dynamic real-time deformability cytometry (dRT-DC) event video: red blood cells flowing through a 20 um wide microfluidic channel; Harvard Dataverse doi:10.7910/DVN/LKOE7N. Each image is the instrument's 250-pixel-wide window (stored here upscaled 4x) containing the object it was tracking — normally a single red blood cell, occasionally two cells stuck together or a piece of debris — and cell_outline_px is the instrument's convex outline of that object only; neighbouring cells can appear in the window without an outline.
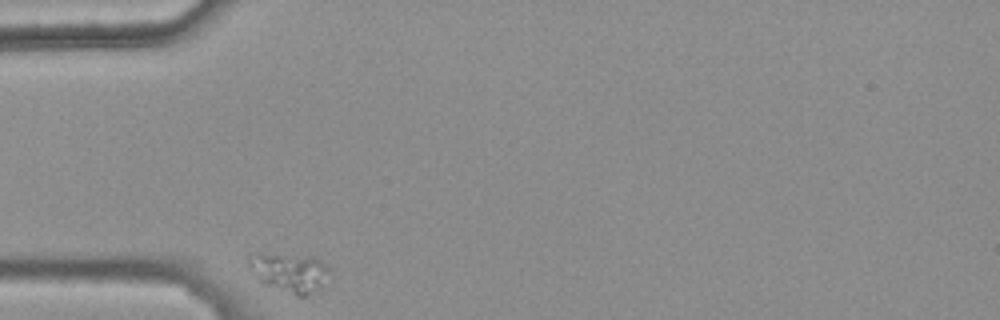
{"species": "common noctule bat (a hibernating species)", "species_latin": "Nyctalus noctula", "temperature_condition": "warm", "stored_images_in_passage": 34, "camera_frame_rate_fps": 3000, "um_per_image_px": 0.085, "animal": {"sex": "female", "body_mass_g": 25.1}, "frame": {"image": 1, "passage_image": 1, "time_ms": 0.0, "image_size_px": [1000, 320], "cell_outline_px": [[328, 272], [320, 284], [304, 296], [296, 296], [260, 284], [248, 264], [248, 256], [256, 252], [260, 252], [308, 256], [320, 260], [328, 268]], "centroid_in_image_um": [24.47, 23.12], "position_along_channel_um": 60.5, "area_um2": 18.21}}
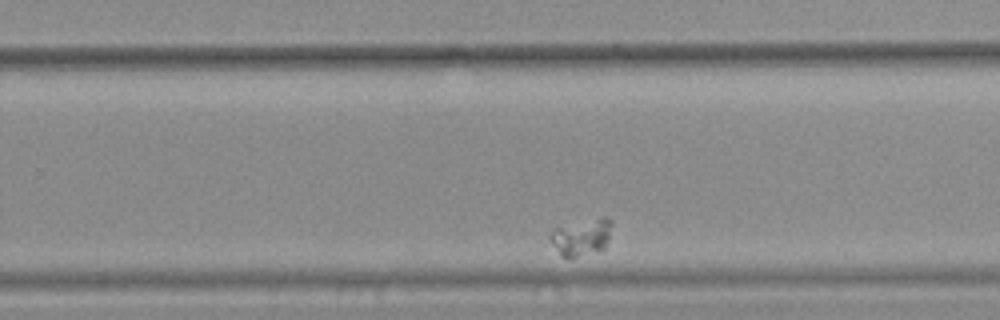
{"frame": {"image": 2, "passage_image": 25, "time_ms": 8.0, "image_size_px": [1000, 320], "cell_outline_px": [[612, 224], [608, 240], [604, 248], [568, 260], [560, 256], [552, 244], [548, 236], [552, 228], [604, 216], [612, 220]], "centroid_in_image_um": [49.38, 20.17], "position_along_channel_um": 280.4, "area_um2": 13.41}}
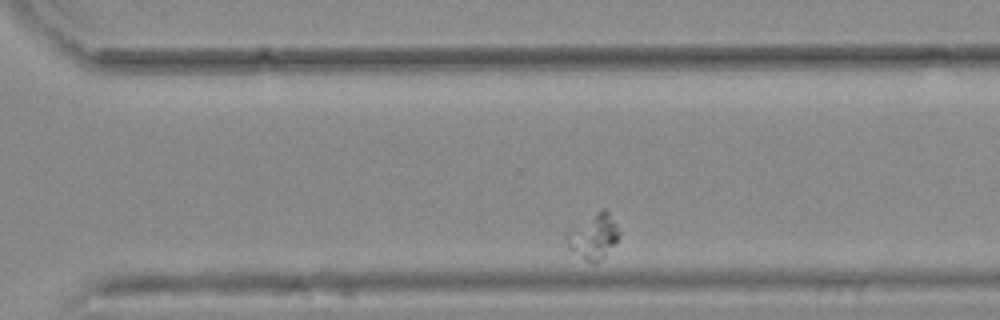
{"frame": {"image": 3, "passage_image": 29, "time_ms": 9.333, "image_size_px": [1000, 320], "cell_outline_px": [[620, 236], [604, 256], [600, 260], [592, 264], [584, 260], [568, 248], [564, 236], [572, 228], [596, 212], [604, 208], [608, 212], [616, 224], [620, 232]], "centroid_in_image_um": [50.43, 20.12], "position_along_channel_um": 320.2, "area_um2": 13.58}}